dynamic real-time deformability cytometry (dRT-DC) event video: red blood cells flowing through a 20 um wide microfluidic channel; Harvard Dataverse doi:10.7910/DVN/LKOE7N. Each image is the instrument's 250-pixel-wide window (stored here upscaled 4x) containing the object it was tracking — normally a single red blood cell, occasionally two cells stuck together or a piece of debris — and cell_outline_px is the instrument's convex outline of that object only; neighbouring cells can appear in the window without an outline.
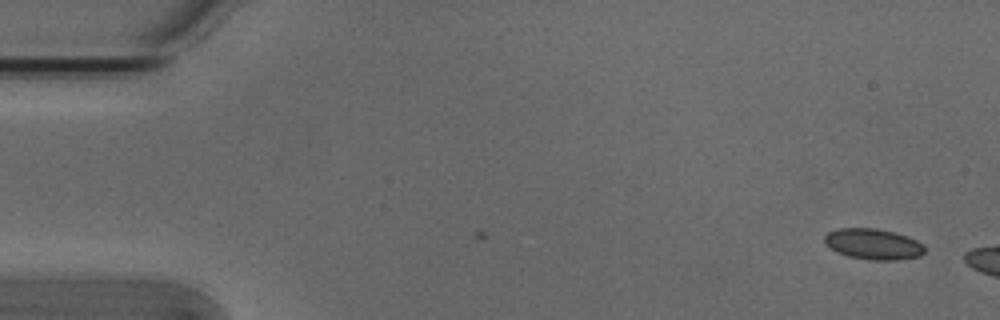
{"species": "Egyptian fruit bat (a non-hibernating species)", "species_latin": "Rousettus aegyptiacus", "temperature_condition": "cold", "stored_images_in_passage": 7, "camera_frame_rate_fps": 3000, "um_per_image_px": 0.085, "animal": {"sex": "male"}, "frame": {"image": 1, "passage_image": 7, "time_ms": 2.0, "image_size_px": [1000, 320], "cell_outline_px": [[924, 252], [920, 256], [896, 260], [872, 260], [848, 256], [836, 252], [824, 240], [824, 236], [828, 232], [840, 228], [876, 228], [908, 236], [924, 244]], "centroid_in_image_um": [74.25, 20.75], "position_along_channel_um": 10.8, "area_um2": 17.86}}